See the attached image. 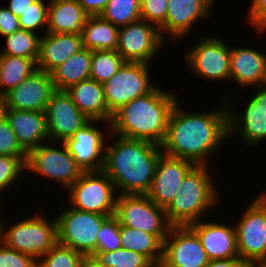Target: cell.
<instances>
[{
  "label": "cell",
  "instance_id": "f907efd6",
  "mask_svg": "<svg viewBox=\"0 0 266 267\" xmlns=\"http://www.w3.org/2000/svg\"><path fill=\"white\" fill-rule=\"evenodd\" d=\"M2 108H3L2 97L0 96V114L2 113Z\"/></svg>",
  "mask_w": 266,
  "mask_h": 267
},
{
  "label": "cell",
  "instance_id": "7402d4cb",
  "mask_svg": "<svg viewBox=\"0 0 266 267\" xmlns=\"http://www.w3.org/2000/svg\"><path fill=\"white\" fill-rule=\"evenodd\" d=\"M252 47L230 48V81L241 88L266 85V50Z\"/></svg>",
  "mask_w": 266,
  "mask_h": 267
},
{
  "label": "cell",
  "instance_id": "4316f807",
  "mask_svg": "<svg viewBox=\"0 0 266 267\" xmlns=\"http://www.w3.org/2000/svg\"><path fill=\"white\" fill-rule=\"evenodd\" d=\"M92 51L86 48L69 57L50 74L55 90H66L90 78Z\"/></svg>",
  "mask_w": 266,
  "mask_h": 267
},
{
  "label": "cell",
  "instance_id": "bcb514c9",
  "mask_svg": "<svg viewBox=\"0 0 266 267\" xmlns=\"http://www.w3.org/2000/svg\"><path fill=\"white\" fill-rule=\"evenodd\" d=\"M36 0H9L7 8L19 17Z\"/></svg>",
  "mask_w": 266,
  "mask_h": 267
},
{
  "label": "cell",
  "instance_id": "2e32d148",
  "mask_svg": "<svg viewBox=\"0 0 266 267\" xmlns=\"http://www.w3.org/2000/svg\"><path fill=\"white\" fill-rule=\"evenodd\" d=\"M54 91L51 74L37 69L2 96V109L45 112Z\"/></svg>",
  "mask_w": 266,
  "mask_h": 267
},
{
  "label": "cell",
  "instance_id": "836d02e7",
  "mask_svg": "<svg viewBox=\"0 0 266 267\" xmlns=\"http://www.w3.org/2000/svg\"><path fill=\"white\" fill-rule=\"evenodd\" d=\"M93 256L105 267H145L151 262L143 254L122 247L110 252H96Z\"/></svg>",
  "mask_w": 266,
  "mask_h": 267
},
{
  "label": "cell",
  "instance_id": "f1b7e54d",
  "mask_svg": "<svg viewBox=\"0 0 266 267\" xmlns=\"http://www.w3.org/2000/svg\"><path fill=\"white\" fill-rule=\"evenodd\" d=\"M37 70V59L1 55L0 96L21 84Z\"/></svg>",
  "mask_w": 266,
  "mask_h": 267
},
{
  "label": "cell",
  "instance_id": "ac0fdd59",
  "mask_svg": "<svg viewBox=\"0 0 266 267\" xmlns=\"http://www.w3.org/2000/svg\"><path fill=\"white\" fill-rule=\"evenodd\" d=\"M101 122L105 123L91 120L64 142L71 156L84 172L102 170L108 138L105 135L106 131L103 132V129H98L99 126L94 125Z\"/></svg>",
  "mask_w": 266,
  "mask_h": 267
},
{
  "label": "cell",
  "instance_id": "1f68e13d",
  "mask_svg": "<svg viewBox=\"0 0 266 267\" xmlns=\"http://www.w3.org/2000/svg\"><path fill=\"white\" fill-rule=\"evenodd\" d=\"M125 62L116 50L92 51L90 79L104 84Z\"/></svg>",
  "mask_w": 266,
  "mask_h": 267
},
{
  "label": "cell",
  "instance_id": "7dc6e473",
  "mask_svg": "<svg viewBox=\"0 0 266 267\" xmlns=\"http://www.w3.org/2000/svg\"><path fill=\"white\" fill-rule=\"evenodd\" d=\"M255 94L253 98L257 101L258 104L262 105L264 111L266 112V85L255 87Z\"/></svg>",
  "mask_w": 266,
  "mask_h": 267
},
{
  "label": "cell",
  "instance_id": "f6af8a7d",
  "mask_svg": "<svg viewBox=\"0 0 266 267\" xmlns=\"http://www.w3.org/2000/svg\"><path fill=\"white\" fill-rule=\"evenodd\" d=\"M205 267H250L240 258L209 260Z\"/></svg>",
  "mask_w": 266,
  "mask_h": 267
},
{
  "label": "cell",
  "instance_id": "30bf717a",
  "mask_svg": "<svg viewBox=\"0 0 266 267\" xmlns=\"http://www.w3.org/2000/svg\"><path fill=\"white\" fill-rule=\"evenodd\" d=\"M108 217L67 207L55 217L58 243L84 256H93L97 251V233Z\"/></svg>",
  "mask_w": 266,
  "mask_h": 267
},
{
  "label": "cell",
  "instance_id": "f546056e",
  "mask_svg": "<svg viewBox=\"0 0 266 267\" xmlns=\"http://www.w3.org/2000/svg\"><path fill=\"white\" fill-rule=\"evenodd\" d=\"M121 246L141 253L150 261L162 259L163 243L153 234L120 224Z\"/></svg>",
  "mask_w": 266,
  "mask_h": 267
},
{
  "label": "cell",
  "instance_id": "5b68a950",
  "mask_svg": "<svg viewBox=\"0 0 266 267\" xmlns=\"http://www.w3.org/2000/svg\"><path fill=\"white\" fill-rule=\"evenodd\" d=\"M43 215L35 213L9 228L1 220V241L7 247L39 260L58 243L56 219L47 220Z\"/></svg>",
  "mask_w": 266,
  "mask_h": 267
},
{
  "label": "cell",
  "instance_id": "3957f363",
  "mask_svg": "<svg viewBox=\"0 0 266 267\" xmlns=\"http://www.w3.org/2000/svg\"><path fill=\"white\" fill-rule=\"evenodd\" d=\"M156 86L146 95L121 106L112 115L110 132L124 138L146 140L161 145L170 113L178 97Z\"/></svg>",
  "mask_w": 266,
  "mask_h": 267
},
{
  "label": "cell",
  "instance_id": "7bdbcfd3",
  "mask_svg": "<svg viewBox=\"0 0 266 267\" xmlns=\"http://www.w3.org/2000/svg\"><path fill=\"white\" fill-rule=\"evenodd\" d=\"M19 19L7 7L0 6V36L5 37L18 31Z\"/></svg>",
  "mask_w": 266,
  "mask_h": 267
},
{
  "label": "cell",
  "instance_id": "e575fe53",
  "mask_svg": "<svg viewBox=\"0 0 266 267\" xmlns=\"http://www.w3.org/2000/svg\"><path fill=\"white\" fill-rule=\"evenodd\" d=\"M84 255L57 243L38 260L37 267H80Z\"/></svg>",
  "mask_w": 266,
  "mask_h": 267
},
{
  "label": "cell",
  "instance_id": "cb8c5ba5",
  "mask_svg": "<svg viewBox=\"0 0 266 267\" xmlns=\"http://www.w3.org/2000/svg\"><path fill=\"white\" fill-rule=\"evenodd\" d=\"M81 49H83L82 37L79 34L44 31L39 40L37 69L51 73Z\"/></svg>",
  "mask_w": 266,
  "mask_h": 267
},
{
  "label": "cell",
  "instance_id": "44dd1931",
  "mask_svg": "<svg viewBox=\"0 0 266 267\" xmlns=\"http://www.w3.org/2000/svg\"><path fill=\"white\" fill-rule=\"evenodd\" d=\"M231 100L225 98L228 112V135L229 138L235 136L234 133L241 136V140L246 146H255L266 140V112L262 105L252 97L245 110L240 114L234 113ZM230 103V104H229Z\"/></svg>",
  "mask_w": 266,
  "mask_h": 267
},
{
  "label": "cell",
  "instance_id": "d6a6232c",
  "mask_svg": "<svg viewBox=\"0 0 266 267\" xmlns=\"http://www.w3.org/2000/svg\"><path fill=\"white\" fill-rule=\"evenodd\" d=\"M100 16L120 28L141 19L138 0H109Z\"/></svg>",
  "mask_w": 266,
  "mask_h": 267
},
{
  "label": "cell",
  "instance_id": "8992f818",
  "mask_svg": "<svg viewBox=\"0 0 266 267\" xmlns=\"http://www.w3.org/2000/svg\"><path fill=\"white\" fill-rule=\"evenodd\" d=\"M243 212L234 225L239 258L250 267H266V192Z\"/></svg>",
  "mask_w": 266,
  "mask_h": 267
},
{
  "label": "cell",
  "instance_id": "52a82bcc",
  "mask_svg": "<svg viewBox=\"0 0 266 267\" xmlns=\"http://www.w3.org/2000/svg\"><path fill=\"white\" fill-rule=\"evenodd\" d=\"M55 143L49 141L29 151L25 166L27 172L35 173L46 180H53L67 191L84 171L71 156L64 142H60V147Z\"/></svg>",
  "mask_w": 266,
  "mask_h": 267
},
{
  "label": "cell",
  "instance_id": "ffe728a7",
  "mask_svg": "<svg viewBox=\"0 0 266 267\" xmlns=\"http://www.w3.org/2000/svg\"><path fill=\"white\" fill-rule=\"evenodd\" d=\"M198 235L209 260L239 258L236 229L216 221H200L189 225Z\"/></svg>",
  "mask_w": 266,
  "mask_h": 267
},
{
  "label": "cell",
  "instance_id": "4dcf8cb0",
  "mask_svg": "<svg viewBox=\"0 0 266 267\" xmlns=\"http://www.w3.org/2000/svg\"><path fill=\"white\" fill-rule=\"evenodd\" d=\"M40 35L37 33L19 29L5 36V48L1 55L38 59Z\"/></svg>",
  "mask_w": 266,
  "mask_h": 267
},
{
  "label": "cell",
  "instance_id": "9c48e42d",
  "mask_svg": "<svg viewBox=\"0 0 266 267\" xmlns=\"http://www.w3.org/2000/svg\"><path fill=\"white\" fill-rule=\"evenodd\" d=\"M114 216L121 225L153 234L162 243L172 226L165 209L147 195H118Z\"/></svg>",
  "mask_w": 266,
  "mask_h": 267
},
{
  "label": "cell",
  "instance_id": "e0dca14e",
  "mask_svg": "<svg viewBox=\"0 0 266 267\" xmlns=\"http://www.w3.org/2000/svg\"><path fill=\"white\" fill-rule=\"evenodd\" d=\"M196 165L188 160L162 154L157 162L150 190L146 194L166 209L180 190L184 178Z\"/></svg>",
  "mask_w": 266,
  "mask_h": 267
},
{
  "label": "cell",
  "instance_id": "f35d334b",
  "mask_svg": "<svg viewBox=\"0 0 266 267\" xmlns=\"http://www.w3.org/2000/svg\"><path fill=\"white\" fill-rule=\"evenodd\" d=\"M0 155L27 157V153L19 145L14 131L2 113L0 114Z\"/></svg>",
  "mask_w": 266,
  "mask_h": 267
},
{
  "label": "cell",
  "instance_id": "c3c4849f",
  "mask_svg": "<svg viewBox=\"0 0 266 267\" xmlns=\"http://www.w3.org/2000/svg\"><path fill=\"white\" fill-rule=\"evenodd\" d=\"M80 267H105L95 256H84Z\"/></svg>",
  "mask_w": 266,
  "mask_h": 267
},
{
  "label": "cell",
  "instance_id": "816d5d0a",
  "mask_svg": "<svg viewBox=\"0 0 266 267\" xmlns=\"http://www.w3.org/2000/svg\"><path fill=\"white\" fill-rule=\"evenodd\" d=\"M0 242H1V219H0Z\"/></svg>",
  "mask_w": 266,
  "mask_h": 267
},
{
  "label": "cell",
  "instance_id": "d4e9b609",
  "mask_svg": "<svg viewBox=\"0 0 266 267\" xmlns=\"http://www.w3.org/2000/svg\"><path fill=\"white\" fill-rule=\"evenodd\" d=\"M65 91L84 115L90 120L106 122V131L110 130L113 114L108 110L101 83L89 78L71 85Z\"/></svg>",
  "mask_w": 266,
  "mask_h": 267
},
{
  "label": "cell",
  "instance_id": "5bb4252c",
  "mask_svg": "<svg viewBox=\"0 0 266 267\" xmlns=\"http://www.w3.org/2000/svg\"><path fill=\"white\" fill-rule=\"evenodd\" d=\"M165 267H205L209 259L197 233L189 226H171L163 241Z\"/></svg>",
  "mask_w": 266,
  "mask_h": 267
},
{
  "label": "cell",
  "instance_id": "7a4b0ae2",
  "mask_svg": "<svg viewBox=\"0 0 266 267\" xmlns=\"http://www.w3.org/2000/svg\"><path fill=\"white\" fill-rule=\"evenodd\" d=\"M107 136L111 146L105 147L102 171L112 180L118 195H146L163 154L161 146L146 140L120 137L110 130Z\"/></svg>",
  "mask_w": 266,
  "mask_h": 267
},
{
  "label": "cell",
  "instance_id": "83f0119b",
  "mask_svg": "<svg viewBox=\"0 0 266 267\" xmlns=\"http://www.w3.org/2000/svg\"><path fill=\"white\" fill-rule=\"evenodd\" d=\"M119 28L100 15L89 16L82 29V46L91 51L117 50Z\"/></svg>",
  "mask_w": 266,
  "mask_h": 267
},
{
  "label": "cell",
  "instance_id": "603a6c76",
  "mask_svg": "<svg viewBox=\"0 0 266 267\" xmlns=\"http://www.w3.org/2000/svg\"><path fill=\"white\" fill-rule=\"evenodd\" d=\"M2 114L26 153L50 141L45 112L2 109Z\"/></svg>",
  "mask_w": 266,
  "mask_h": 267
},
{
  "label": "cell",
  "instance_id": "b9f144b4",
  "mask_svg": "<svg viewBox=\"0 0 266 267\" xmlns=\"http://www.w3.org/2000/svg\"><path fill=\"white\" fill-rule=\"evenodd\" d=\"M246 20L257 34L264 35L266 31V0H252Z\"/></svg>",
  "mask_w": 266,
  "mask_h": 267
},
{
  "label": "cell",
  "instance_id": "d6986e66",
  "mask_svg": "<svg viewBox=\"0 0 266 267\" xmlns=\"http://www.w3.org/2000/svg\"><path fill=\"white\" fill-rule=\"evenodd\" d=\"M216 0H167L168 11L164 24L159 28L164 39L180 40L191 32L200 19H207Z\"/></svg>",
  "mask_w": 266,
  "mask_h": 267
},
{
  "label": "cell",
  "instance_id": "8fae6325",
  "mask_svg": "<svg viewBox=\"0 0 266 267\" xmlns=\"http://www.w3.org/2000/svg\"><path fill=\"white\" fill-rule=\"evenodd\" d=\"M185 54L186 65L199 78L230 81V47L219 37L201 36Z\"/></svg>",
  "mask_w": 266,
  "mask_h": 267
},
{
  "label": "cell",
  "instance_id": "6da1fadb",
  "mask_svg": "<svg viewBox=\"0 0 266 267\" xmlns=\"http://www.w3.org/2000/svg\"><path fill=\"white\" fill-rule=\"evenodd\" d=\"M229 139L228 112L224 102L210 112L182 109L174 105L167 124L166 136L160 145L164 155L188 160L195 165H208L211 154Z\"/></svg>",
  "mask_w": 266,
  "mask_h": 267
},
{
  "label": "cell",
  "instance_id": "9a60e30c",
  "mask_svg": "<svg viewBox=\"0 0 266 267\" xmlns=\"http://www.w3.org/2000/svg\"><path fill=\"white\" fill-rule=\"evenodd\" d=\"M45 114L49 140L56 144L65 142L91 121L73 103L65 90H55L52 93Z\"/></svg>",
  "mask_w": 266,
  "mask_h": 267
},
{
  "label": "cell",
  "instance_id": "60d3db41",
  "mask_svg": "<svg viewBox=\"0 0 266 267\" xmlns=\"http://www.w3.org/2000/svg\"><path fill=\"white\" fill-rule=\"evenodd\" d=\"M38 260L0 242V267H37Z\"/></svg>",
  "mask_w": 266,
  "mask_h": 267
},
{
  "label": "cell",
  "instance_id": "484cf974",
  "mask_svg": "<svg viewBox=\"0 0 266 267\" xmlns=\"http://www.w3.org/2000/svg\"><path fill=\"white\" fill-rule=\"evenodd\" d=\"M88 17L78 0H49L46 32L81 35Z\"/></svg>",
  "mask_w": 266,
  "mask_h": 267
},
{
  "label": "cell",
  "instance_id": "74e56055",
  "mask_svg": "<svg viewBox=\"0 0 266 267\" xmlns=\"http://www.w3.org/2000/svg\"><path fill=\"white\" fill-rule=\"evenodd\" d=\"M26 158L0 155V192L13 186L20 174L26 171Z\"/></svg>",
  "mask_w": 266,
  "mask_h": 267
},
{
  "label": "cell",
  "instance_id": "ee69618b",
  "mask_svg": "<svg viewBox=\"0 0 266 267\" xmlns=\"http://www.w3.org/2000/svg\"><path fill=\"white\" fill-rule=\"evenodd\" d=\"M109 0H78L89 16H98L105 9Z\"/></svg>",
  "mask_w": 266,
  "mask_h": 267
},
{
  "label": "cell",
  "instance_id": "8d00e7d4",
  "mask_svg": "<svg viewBox=\"0 0 266 267\" xmlns=\"http://www.w3.org/2000/svg\"><path fill=\"white\" fill-rule=\"evenodd\" d=\"M48 5L45 0H36L19 17L20 28L36 33L47 28Z\"/></svg>",
  "mask_w": 266,
  "mask_h": 267
},
{
  "label": "cell",
  "instance_id": "7c38bea8",
  "mask_svg": "<svg viewBox=\"0 0 266 267\" xmlns=\"http://www.w3.org/2000/svg\"><path fill=\"white\" fill-rule=\"evenodd\" d=\"M150 65L141 62H125L103 85L108 110L113 114L121 106L151 92Z\"/></svg>",
  "mask_w": 266,
  "mask_h": 267
},
{
  "label": "cell",
  "instance_id": "ba28073f",
  "mask_svg": "<svg viewBox=\"0 0 266 267\" xmlns=\"http://www.w3.org/2000/svg\"><path fill=\"white\" fill-rule=\"evenodd\" d=\"M67 191L68 205L76 210L107 216L115 213L116 188L102 170L84 172Z\"/></svg>",
  "mask_w": 266,
  "mask_h": 267
},
{
  "label": "cell",
  "instance_id": "4fadbf2b",
  "mask_svg": "<svg viewBox=\"0 0 266 267\" xmlns=\"http://www.w3.org/2000/svg\"><path fill=\"white\" fill-rule=\"evenodd\" d=\"M165 42L157 26L140 19L119 28L116 51L126 62L150 64Z\"/></svg>",
  "mask_w": 266,
  "mask_h": 267
},
{
  "label": "cell",
  "instance_id": "277c9868",
  "mask_svg": "<svg viewBox=\"0 0 266 267\" xmlns=\"http://www.w3.org/2000/svg\"><path fill=\"white\" fill-rule=\"evenodd\" d=\"M209 165H196L184 178L180 190L165 209L172 226H187L205 218L220 203ZM204 216V217H203Z\"/></svg>",
  "mask_w": 266,
  "mask_h": 267
},
{
  "label": "cell",
  "instance_id": "d590c367",
  "mask_svg": "<svg viewBox=\"0 0 266 267\" xmlns=\"http://www.w3.org/2000/svg\"><path fill=\"white\" fill-rule=\"evenodd\" d=\"M121 247L120 223L114 215L109 216L97 233L96 252H110Z\"/></svg>",
  "mask_w": 266,
  "mask_h": 267
},
{
  "label": "cell",
  "instance_id": "681fc988",
  "mask_svg": "<svg viewBox=\"0 0 266 267\" xmlns=\"http://www.w3.org/2000/svg\"><path fill=\"white\" fill-rule=\"evenodd\" d=\"M145 267H165L162 259L149 262Z\"/></svg>",
  "mask_w": 266,
  "mask_h": 267
},
{
  "label": "cell",
  "instance_id": "ab89813d",
  "mask_svg": "<svg viewBox=\"0 0 266 267\" xmlns=\"http://www.w3.org/2000/svg\"><path fill=\"white\" fill-rule=\"evenodd\" d=\"M167 0H144L140 3L141 19L160 28L166 21Z\"/></svg>",
  "mask_w": 266,
  "mask_h": 267
}]
</instances>
